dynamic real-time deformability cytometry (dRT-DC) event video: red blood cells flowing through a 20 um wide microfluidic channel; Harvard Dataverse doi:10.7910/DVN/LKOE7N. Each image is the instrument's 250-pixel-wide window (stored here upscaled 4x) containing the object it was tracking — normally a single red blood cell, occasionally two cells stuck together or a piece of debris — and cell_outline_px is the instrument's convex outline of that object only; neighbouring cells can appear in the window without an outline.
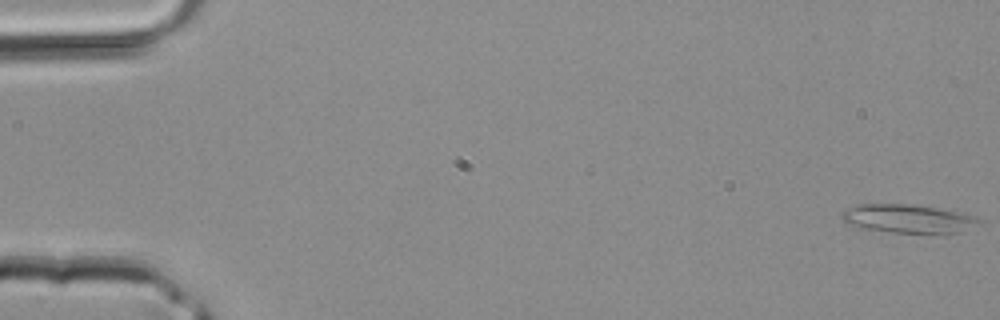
{"species": "common noctule bat (a hibernating species)", "species_latin": "Nyctalus noctula", "temperature_condition": "room temperature", "stored_images_in_passage": 43, "camera_frame_rate_fps": 3000, "um_per_image_px": 0.085, "animal": {"sex": "male", "body_mass_g": 20.4}, "frame": {"image": 1, "passage_image": 1, "time_ms": 0.0, "image_size_px": [1000, 320], "cell_outline_px": [[984, 220], [960, 232], [936, 236], [932, 236], [888, 232], [864, 228], [848, 224], [840, 220], [840, 212], [844, 208], [860, 204], [912, 204], [940, 208], [976, 216]], "centroid_in_image_um": [77.18, 18.62], "position_along_channel_um": 7.8, "area_um2": 23.87}}
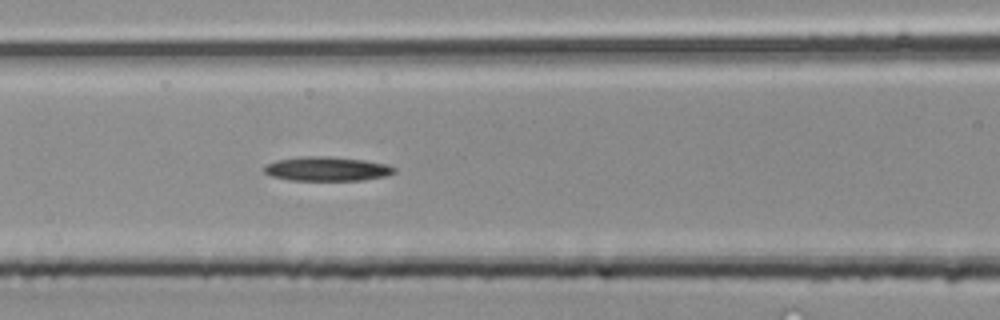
{"frame": {"image": 2, "passage_image": 19, "time_ms": 6.0, "image_size_px": [1000, 320], "cell_outline_px": [[396, 172], [388, 176], [364, 180], [292, 180], [272, 176], [264, 172], [264, 164], [276, 160], [300, 156], [328, 156], [364, 160], [388, 164], [396, 168]], "centroid_in_image_um": [27.81, 14.34], "position_along_channel_um": 138.8, "area_um2": 18.55}}
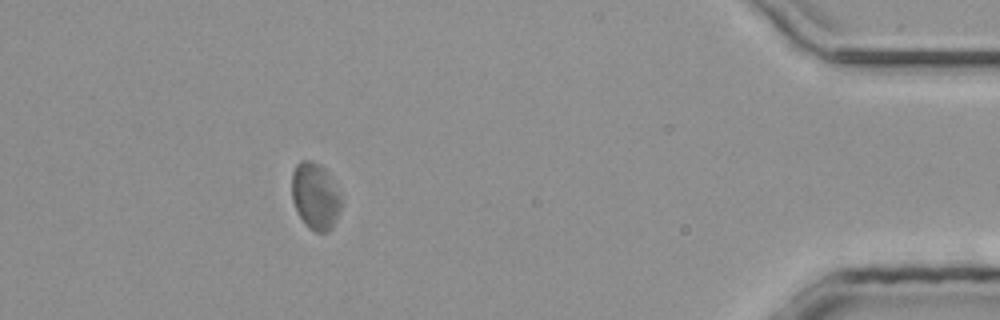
{"frame": {"image": 3, "passage_image": 39, "time_ms": 12.667, "image_size_px": [1000, 320], "cell_outline_px": [[344, 204], [332, 228], [328, 232], [316, 232], [308, 228], [304, 224], [296, 212], [292, 200], [292, 172], [296, 164], [300, 160], [312, 160], [320, 164], [328, 172], [344, 196]], "centroid_in_image_um": [26.84, 16.67], "position_along_channel_um": 408.4, "area_um2": 20.11}}